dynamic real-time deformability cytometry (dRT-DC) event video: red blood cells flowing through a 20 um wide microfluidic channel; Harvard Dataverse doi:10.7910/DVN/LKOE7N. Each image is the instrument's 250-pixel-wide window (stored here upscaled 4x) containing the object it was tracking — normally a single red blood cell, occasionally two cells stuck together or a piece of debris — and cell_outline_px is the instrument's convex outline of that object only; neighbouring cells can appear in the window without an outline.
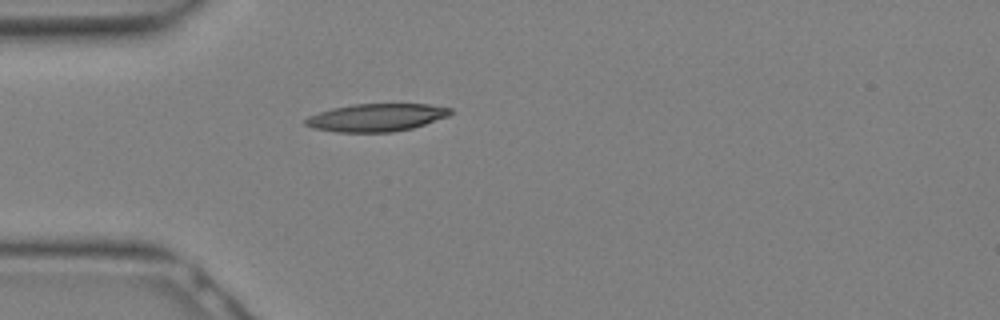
{"species": "Egyptian fruit bat (a non-hibernating species)", "species_latin": "Rousettus aegyptiacus", "temperature_condition": "warm", "stored_images_in_passage": 7, "camera_frame_rate_fps": 3000, "um_per_image_px": 0.085, "animal": {"sex": "female"}, "frame": {"image": 1, "passage_image": 1, "time_ms": 0.0, "image_size_px": [1000, 320], "cell_outline_px": [[452, 112], [448, 116], [412, 128], [392, 132], [336, 132], [312, 128], [304, 124], [304, 120], [308, 116], [332, 108], [352, 104], [428, 104], [452, 108]], "centroid_in_image_um": [31.97, 9.99], "position_along_channel_um": 53.0, "area_um2": 23.41}}
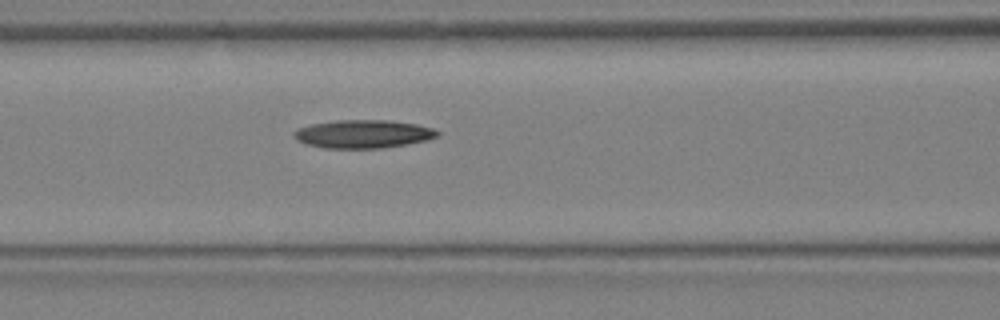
{"frame": {"image": 2, "passage_image": 5, "time_ms": 1.333, "image_size_px": [1000, 320], "cell_outline_px": [[440, 132], [436, 136], [424, 140], [404, 144], [380, 148], [324, 148], [304, 144], [296, 140], [292, 136], [292, 132], [296, 128], [312, 124], [336, 120], [388, 120], [416, 124], [432, 128]], "centroid_in_image_um": [30.76, 11.38], "position_along_channel_um": 135.8, "area_um2": 23.52}}
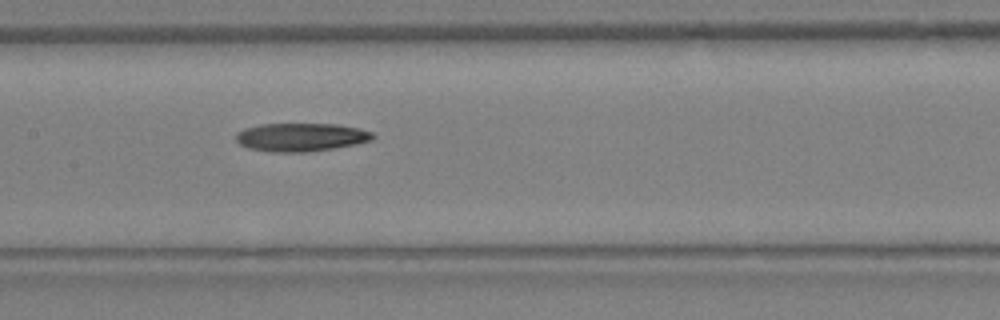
{"frame": {"image": 3, "passage_image": 7, "time_ms": 2.0, "image_size_px": [1000, 320], "cell_outline_px": [[376, 136], [372, 140], [356, 144], [332, 148], [304, 152], [272, 152], [248, 148], [240, 144], [236, 140], [236, 132], [244, 128], [260, 124], [336, 124], [360, 128], [372, 132]], "centroid_in_image_um": [25.58, 11.65], "position_along_channel_um": 181.8, "area_um2": 22.6}}